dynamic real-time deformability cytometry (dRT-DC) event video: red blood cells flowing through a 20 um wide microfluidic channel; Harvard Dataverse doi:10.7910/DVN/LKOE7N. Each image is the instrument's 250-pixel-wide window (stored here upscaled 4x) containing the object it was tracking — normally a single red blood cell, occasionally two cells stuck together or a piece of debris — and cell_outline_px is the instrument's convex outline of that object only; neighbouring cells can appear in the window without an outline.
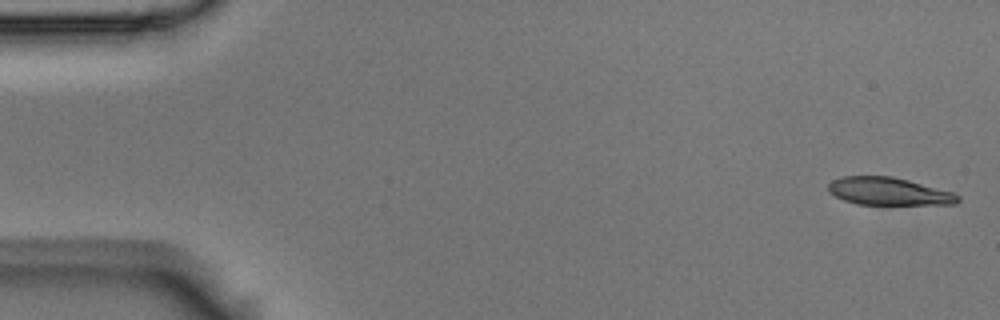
{"species": "Egyptian fruit bat (a non-hibernating species)", "species_latin": "Rousettus aegyptiacus", "temperature_condition": "room temperature", "stored_images_in_passage": 4, "camera_frame_rate_fps": 3000, "um_per_image_px": 0.085, "animal": {"sex": "male"}, "frame": {"image": 1, "passage_image": 1, "time_ms": 0.0, "image_size_px": [1000, 320], "cell_outline_px": [[960, 200], [956, 204], [856, 204], [844, 200], [828, 192], [828, 184], [832, 180], [844, 176], [892, 176], [908, 180], [952, 192], [960, 196]], "centroid_in_image_um": [75.52, 16.26], "position_along_channel_um": 9.5, "area_um2": 20.75}}
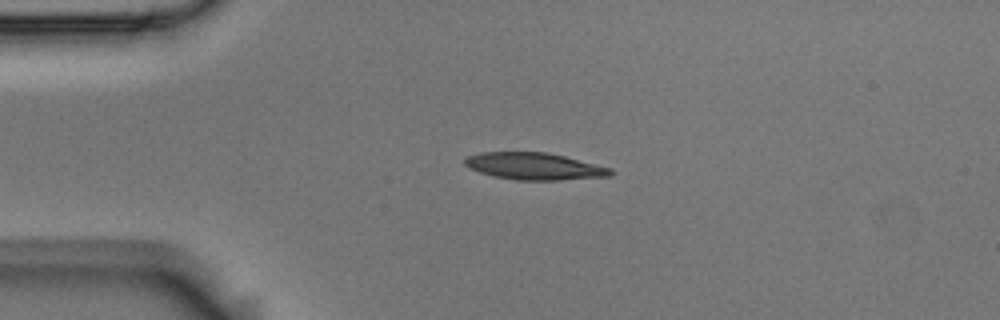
{"frame": {"image": 2, "passage_image": 4, "time_ms": 1.0, "image_size_px": [1000, 320], "cell_outline_px": [[612, 176], [560, 180], [516, 180], [496, 176], [480, 172], [468, 168], [464, 164], [464, 160], [468, 156], [480, 152], [548, 152], [612, 168]], "centroid_in_image_um": [45.42, 14.13], "position_along_channel_um": 39.6, "area_um2": 22.89}}